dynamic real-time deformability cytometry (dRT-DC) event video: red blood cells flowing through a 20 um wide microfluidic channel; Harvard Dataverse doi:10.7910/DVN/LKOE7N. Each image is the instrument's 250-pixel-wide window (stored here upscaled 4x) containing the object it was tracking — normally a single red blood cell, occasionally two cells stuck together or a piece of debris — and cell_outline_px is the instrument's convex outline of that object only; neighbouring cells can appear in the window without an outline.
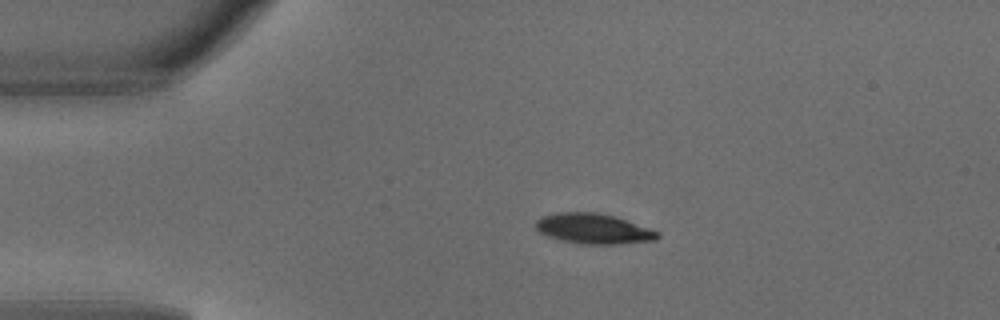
{"species": "common noctule bat (a hibernating species)", "species_latin": "Nyctalus noctula", "temperature_condition": "warm", "stored_images_in_passage": 4, "segment_of_instrument_passage": [1, 2], "camera_frame_rate_fps": 3000, "um_per_image_px": 0.085, "animal": {"sex": "male", "body_mass_g": 18.8}, "frame": {"image": 1, "passage_image": 2, "time_ms": 0.333, "image_size_px": [1000, 320], "cell_outline_px": [[660, 236], [656, 240], [616, 244], [584, 244], [560, 240], [548, 236], [540, 232], [536, 228], [536, 220], [540, 216], [556, 212], [600, 212], [616, 216], [660, 232]], "centroid_in_image_um": [50.44, 19.42], "position_along_channel_um": 34.6, "area_um2": 21.62}}